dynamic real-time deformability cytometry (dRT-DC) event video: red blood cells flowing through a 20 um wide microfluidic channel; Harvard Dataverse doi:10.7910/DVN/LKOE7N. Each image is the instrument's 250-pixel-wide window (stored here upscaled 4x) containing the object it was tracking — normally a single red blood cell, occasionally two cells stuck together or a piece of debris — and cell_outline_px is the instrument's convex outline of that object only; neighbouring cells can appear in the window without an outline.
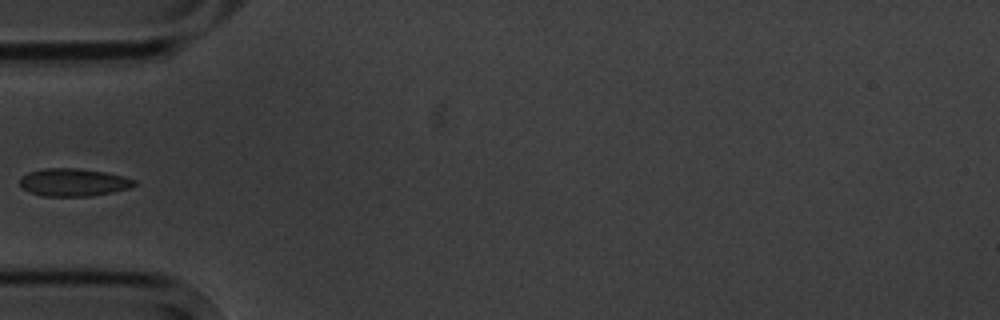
{"species": "common noctule bat (a hibernating species)", "species_latin": "Nyctalus noctula", "temperature_condition": "cold", "stored_images_in_passage": 4, "camera_frame_rate_fps": 3000, "um_per_image_px": 0.085, "animal": {"sex": "male", "body_mass_g": 20.1, "forearm_length_mm": 53.5}, "frame": {"image": 1, "passage_image": 4, "time_ms": 4.333, "image_size_px": [1000, 320], "cell_outline_px": [[136, 184], [132, 188], [112, 192], [88, 196], [44, 196], [28, 192], [20, 184], [20, 180], [28, 172], [44, 168], [76, 168], [104, 172], [124, 176], [136, 180]], "centroid_in_image_um": [6.27, 15.5], "position_along_channel_um": 78.7, "area_um2": 18.44}}